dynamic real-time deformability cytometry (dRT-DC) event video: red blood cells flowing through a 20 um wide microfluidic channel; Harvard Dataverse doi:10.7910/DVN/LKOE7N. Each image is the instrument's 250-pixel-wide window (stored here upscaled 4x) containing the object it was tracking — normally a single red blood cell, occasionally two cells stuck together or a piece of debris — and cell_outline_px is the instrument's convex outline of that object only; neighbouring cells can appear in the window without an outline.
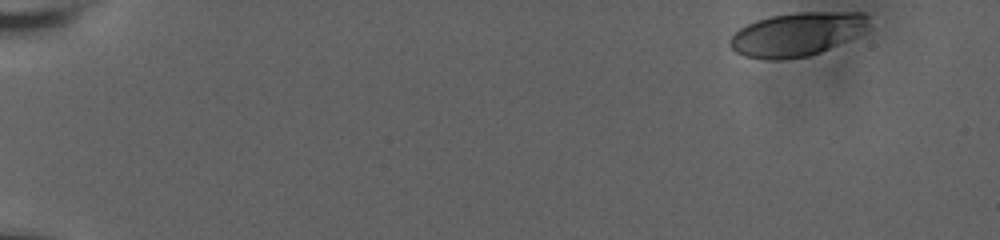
{"species": "human", "species_latin": "Homo sapiens", "temperature_condition": "room temperature", "stored_images_in_passage": 21, "camera_frame_rate_fps": 3000, "um_per_image_px": 0.085, "donor": {"sex": "male"}, "frame": {"image": 1, "passage_image": 1, "time_ms": 0.0, "image_size_px": [1000, 240], "cell_outline_px": [[868, 16], [864, 24], [852, 36], [820, 52], [808, 56], [780, 60], [768, 60], [744, 56], [736, 52], [728, 44], [728, 40], [740, 28], [756, 20], [772, 16], [800, 12], [864, 12]], "centroid_in_image_um": [67.6, 2.92], "position_along_channel_um": 17.4, "area_um2": 34.33}}
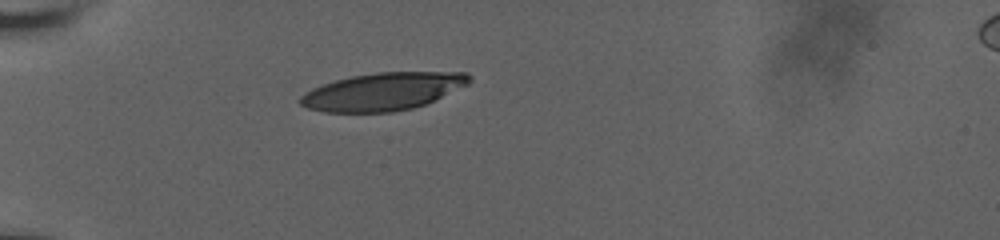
{"frame": {"image": 2, "passage_image": 16, "time_ms": 4.667, "image_size_px": [1000, 240], "cell_outline_px": [[472, 80], [468, 84], [424, 104], [412, 108], [392, 112], [324, 112], [308, 108], [300, 104], [300, 96], [312, 88], [336, 80], [352, 76], [376, 72], [468, 72], [472, 76]], "centroid_in_image_um": [32.55, 7.77], "position_along_channel_um": 52.4, "area_um2": 36.82}}
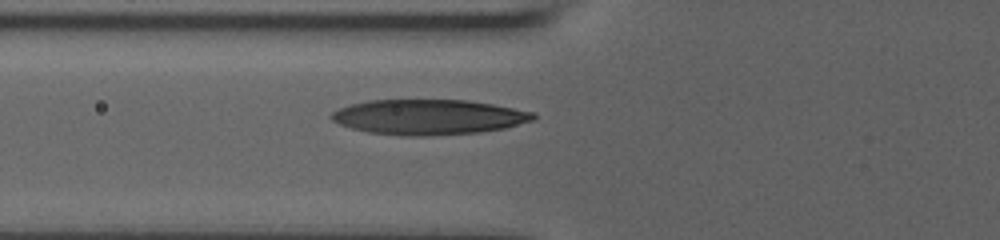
{"frame": {"image": 3, "passage_image": 21, "time_ms": 6.333, "image_size_px": [1000, 240], "cell_outline_px": [[536, 116], [532, 120], [504, 128], [476, 132], [428, 136], [408, 136], [368, 132], [352, 128], [340, 124], [332, 120], [332, 112], [340, 108], [352, 104], [368, 100], [468, 100], [492, 104], [536, 112]], "centroid_in_image_um": [36.44, 9.94], "position_along_channel_um": 89.4, "area_um2": 41.04}}